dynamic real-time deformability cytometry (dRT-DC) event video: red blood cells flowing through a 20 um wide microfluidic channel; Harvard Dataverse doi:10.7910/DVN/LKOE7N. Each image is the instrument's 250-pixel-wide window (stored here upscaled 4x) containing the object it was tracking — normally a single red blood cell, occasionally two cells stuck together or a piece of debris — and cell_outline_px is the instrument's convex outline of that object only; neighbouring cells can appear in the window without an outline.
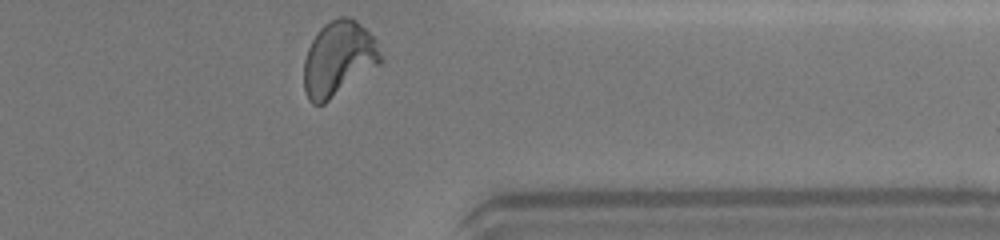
{"species": "human", "species_latin": "Homo sapiens", "temperature_condition": "warm", "stored_images_in_passage": 25, "camera_frame_rate_fps": 3000, "um_per_image_px": 0.085, "donor": {"sex": "female"}, "frame": {"image": 1, "passage_image": 25, "time_ms": 8.0, "image_size_px": [1000, 240], "cell_outline_px": [[384, 60], [380, 64], [324, 104], [312, 104], [308, 100], [304, 88], [304, 60], [308, 48], [312, 40], [320, 28], [324, 24], [340, 16], [352, 16], [376, 40]], "centroid_in_image_um": [28.78, 4.99], "position_along_channel_um": 382.6, "area_um2": 33.47}, "authors_computed_cell_mechanics": {"area_um2": 32.368, "velocity_mm_per_s": 4.3918, "shape_relaxation_time_tau1_ms": 3.6018, "shape_relaxation_time_tau2_ms": 0.8942, "deformation_change_tau1": 0.1991, "deformation_change_tau2": 0.0592}}